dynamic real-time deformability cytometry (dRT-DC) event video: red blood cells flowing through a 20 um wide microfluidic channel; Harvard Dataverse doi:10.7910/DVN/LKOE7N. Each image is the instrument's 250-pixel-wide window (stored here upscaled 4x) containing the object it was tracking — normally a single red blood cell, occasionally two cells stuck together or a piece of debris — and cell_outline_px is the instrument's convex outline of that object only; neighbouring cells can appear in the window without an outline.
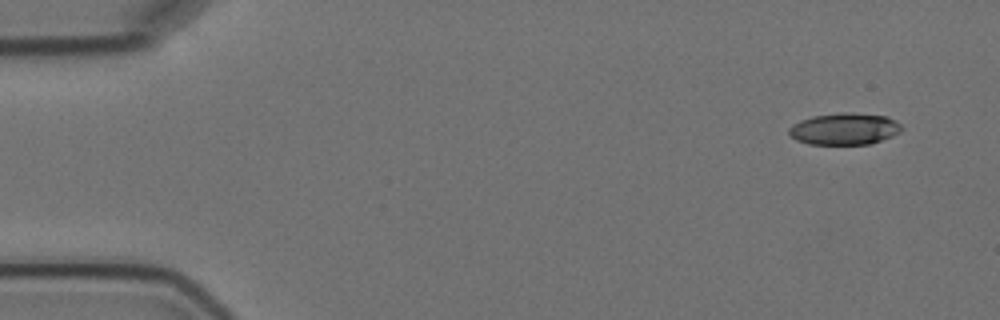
{"species": "Egyptian fruit bat (a non-hibernating species)", "species_latin": "Rousettus aegyptiacus", "temperature_condition": "cold", "stored_images_in_passage": 8, "camera_frame_rate_fps": 3000, "um_per_image_px": 0.085, "animal": {"sex": "female"}, "frame": {"image": 1, "passage_image": 1, "time_ms": 0.0, "image_size_px": [1000, 320], "cell_outline_px": [[904, 128], [900, 132], [892, 136], [872, 144], [808, 144], [796, 140], [788, 132], [788, 128], [792, 124], [800, 120], [812, 116], [844, 112], [888, 116], [896, 120]], "centroid_in_image_um": [71.79, 10.95], "position_along_channel_um": 13.2, "area_um2": 20.98}}
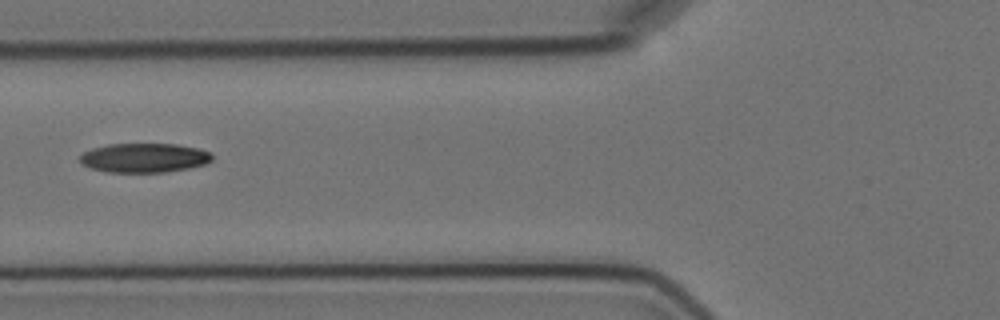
{"frame": {"image": 2, "passage_image": 6, "time_ms": 6.0, "image_size_px": [1000, 320], "cell_outline_px": [[212, 160], [204, 164], [188, 168], [164, 172], [108, 172], [92, 168], [80, 164], [80, 156], [84, 152], [92, 148], [108, 144], [176, 144], [200, 148], [212, 152]], "centroid_in_image_um": [12.27, 13.41], "position_along_channel_um": 113.5, "area_um2": 22.6}}
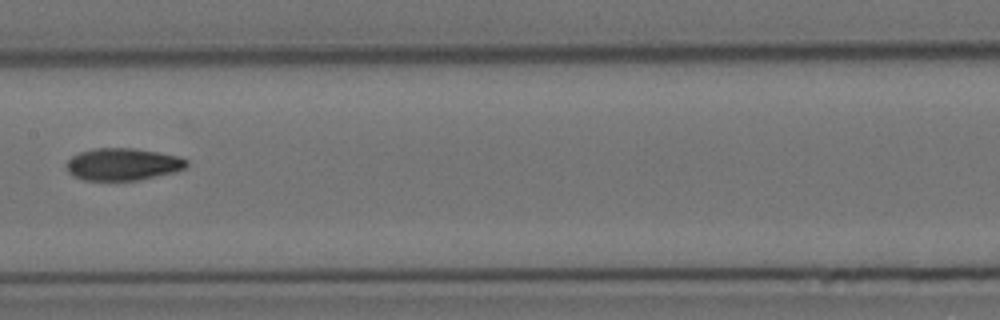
{"frame": {"image": 3, "passage_image": 8, "time_ms": 8.333, "image_size_px": [1000, 320], "cell_outline_px": [[188, 164], [184, 168], [172, 172], [136, 180], [84, 180], [72, 176], [68, 172], [64, 164], [72, 156], [80, 152], [92, 148], [136, 148], [180, 156], [188, 160]], "centroid_in_image_um": [10.39, 13.95], "position_along_channel_um": 197.0, "area_um2": 22.6}}